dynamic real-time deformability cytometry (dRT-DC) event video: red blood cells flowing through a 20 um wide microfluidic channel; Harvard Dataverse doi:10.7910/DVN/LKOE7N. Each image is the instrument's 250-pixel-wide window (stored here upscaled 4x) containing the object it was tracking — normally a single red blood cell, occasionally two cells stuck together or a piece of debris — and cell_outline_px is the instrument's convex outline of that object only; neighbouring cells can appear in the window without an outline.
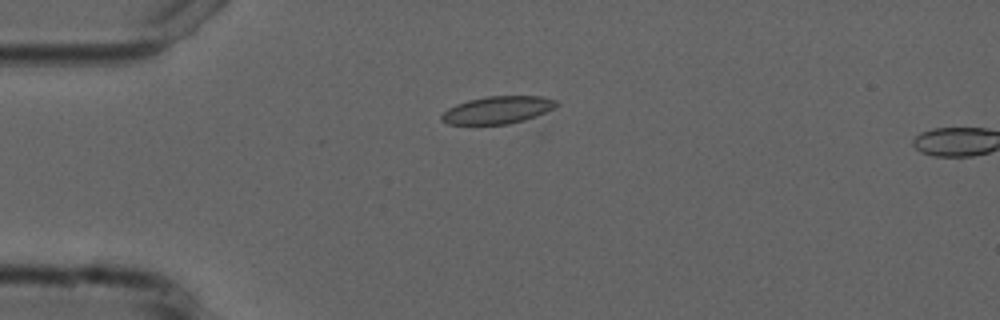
{"species": "common noctule bat (a hibernating species)", "species_latin": "Nyctalus noctula", "temperature_condition": "cold", "stored_images_in_passage": 5, "camera_frame_rate_fps": 3000, "um_per_image_px": 0.085, "animal": {"sex": "male", "forearm_length_mm": 52.5}, "frame": {"image": 1, "passage_image": 4, "time_ms": 3.333, "image_size_px": [1000, 320], "cell_outline_px": [[560, 104], [556, 108], [536, 120], [508, 124], [448, 124], [440, 120], [440, 116], [448, 108], [456, 104], [468, 100], [488, 96], [540, 96], [556, 100]], "centroid_in_image_um": [42.42, 9.37], "position_along_channel_um": 42.6, "area_um2": 19.07}}